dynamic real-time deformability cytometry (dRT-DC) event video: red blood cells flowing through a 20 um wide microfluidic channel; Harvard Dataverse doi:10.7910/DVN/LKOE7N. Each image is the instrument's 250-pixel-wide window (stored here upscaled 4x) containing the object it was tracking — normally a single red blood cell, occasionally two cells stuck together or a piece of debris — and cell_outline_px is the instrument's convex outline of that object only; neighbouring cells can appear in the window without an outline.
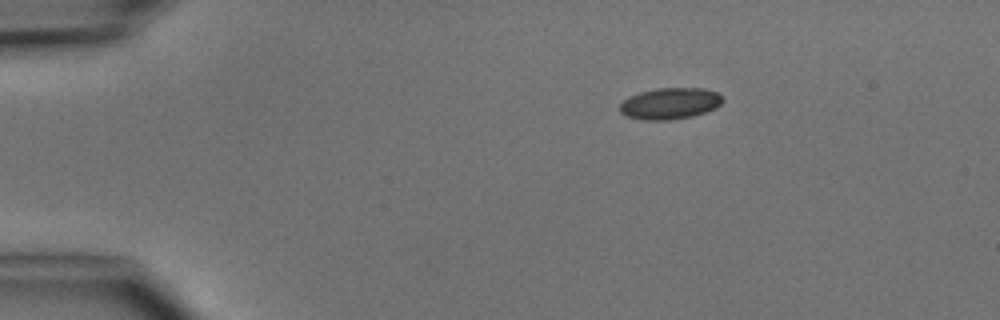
{"species": "common noctule bat (a hibernating species)", "species_latin": "Nyctalus noctula", "temperature_condition": "cold", "stored_images_in_passage": 3, "camera_frame_rate_fps": 3000, "um_per_image_px": 0.085, "animal": {"sex": "male", "body_mass_g": 15.6}, "frame": {"image": 1, "passage_image": 1, "time_ms": 0.0, "image_size_px": [1000, 320], "cell_outline_px": [[724, 100], [716, 108], [692, 116], [668, 120], [644, 120], [628, 116], [620, 112], [620, 104], [628, 96], [640, 92], [656, 88], [704, 88], [716, 92], [724, 96]], "centroid_in_image_um": [56.97, 8.78], "position_along_channel_um": 28.0, "area_um2": 18.84}}
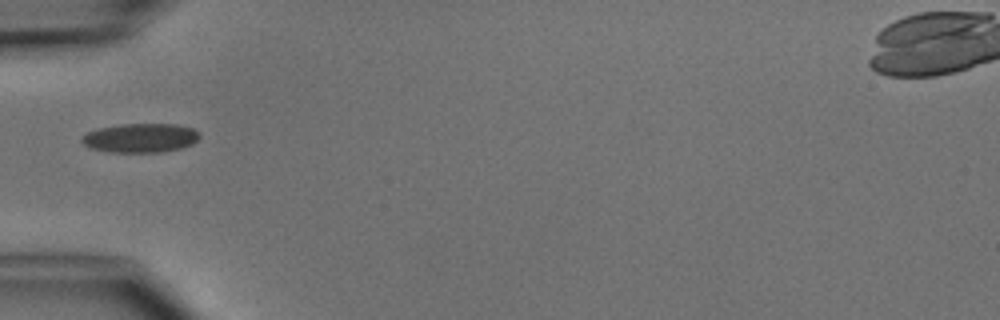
{"frame": {"image": 2, "passage_image": 3, "time_ms": 2.667, "image_size_px": [1000, 320], "cell_outline_px": [[200, 136], [192, 144], [180, 148], [160, 152], [108, 152], [92, 148], [84, 144], [80, 140], [88, 132], [96, 128], [120, 124], [176, 124], [192, 128]], "centroid_in_image_um": [11.91, 11.72], "position_along_channel_um": 73.1, "area_um2": 19.83}}